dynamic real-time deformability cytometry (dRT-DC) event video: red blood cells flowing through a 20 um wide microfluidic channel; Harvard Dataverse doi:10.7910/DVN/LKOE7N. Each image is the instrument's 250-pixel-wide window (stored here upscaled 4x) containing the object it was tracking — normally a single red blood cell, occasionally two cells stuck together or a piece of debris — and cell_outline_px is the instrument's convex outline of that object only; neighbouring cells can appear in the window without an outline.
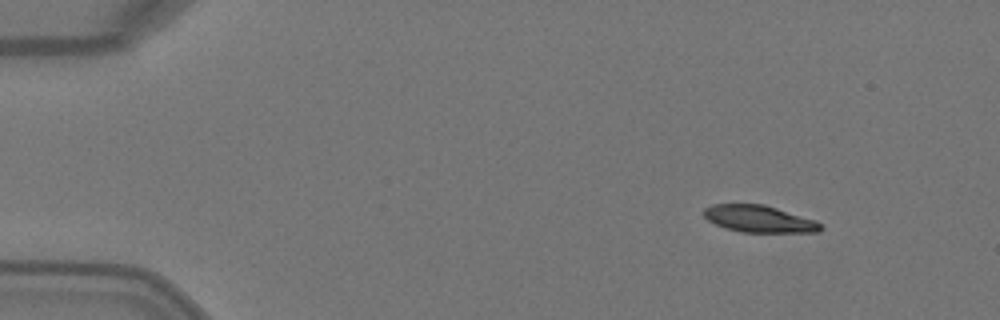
{"species": "Egyptian fruit bat (a non-hibernating species)", "species_latin": "Rousettus aegyptiacus", "temperature_condition": "warm", "stored_images_in_passage": 4, "camera_frame_rate_fps": 3000, "um_per_image_px": 0.085, "animal": {"sex": "female"}, "frame": {"image": 1, "passage_image": 1, "time_ms": 0.0, "image_size_px": [1000, 320], "cell_outline_px": [[824, 228], [820, 232], [744, 232], [724, 228], [708, 220], [704, 216], [704, 208], [712, 204], [764, 204], [816, 220], [824, 224]], "centroid_in_image_um": [64.57, 18.61], "position_along_channel_um": 20.4, "area_um2": 18.44}}
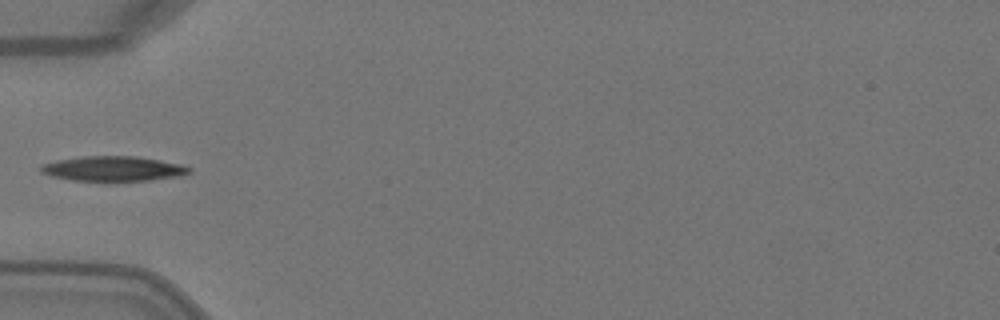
{"frame": {"image": 2, "passage_image": 3, "time_ms": 0.667, "image_size_px": [1000, 320], "cell_outline_px": [[192, 172], [180, 176], [148, 180], [104, 184], [72, 180], [52, 176], [40, 172], [40, 168], [44, 164], [56, 160], [84, 156], [136, 156], [184, 164], [192, 168]], "centroid_in_image_um": [9.66, 14.38], "position_along_channel_um": 75.3, "area_um2": 22.48}}
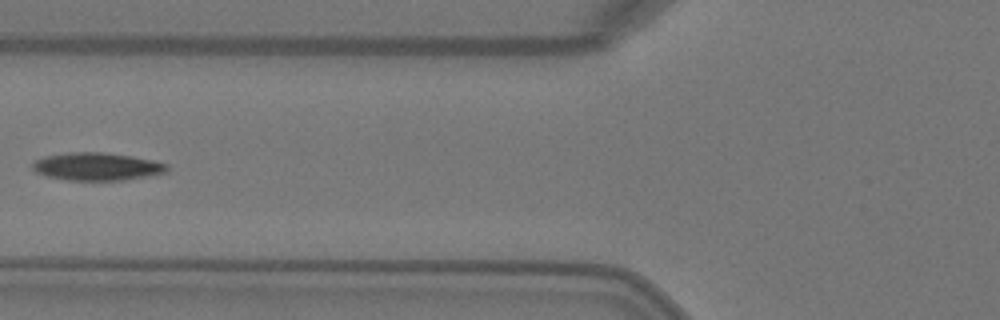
{"frame": {"image": 3, "passage_image": 4, "time_ms": 1.0, "image_size_px": [1000, 320], "cell_outline_px": [[168, 172], [148, 176], [124, 180], [68, 180], [48, 176], [36, 172], [32, 168], [32, 164], [36, 160], [44, 156], [68, 152], [104, 152], [132, 156], [152, 160], [168, 164]], "centroid_in_image_um": [8.26, 14.15], "position_along_channel_um": 117.5, "area_um2": 21.79}}